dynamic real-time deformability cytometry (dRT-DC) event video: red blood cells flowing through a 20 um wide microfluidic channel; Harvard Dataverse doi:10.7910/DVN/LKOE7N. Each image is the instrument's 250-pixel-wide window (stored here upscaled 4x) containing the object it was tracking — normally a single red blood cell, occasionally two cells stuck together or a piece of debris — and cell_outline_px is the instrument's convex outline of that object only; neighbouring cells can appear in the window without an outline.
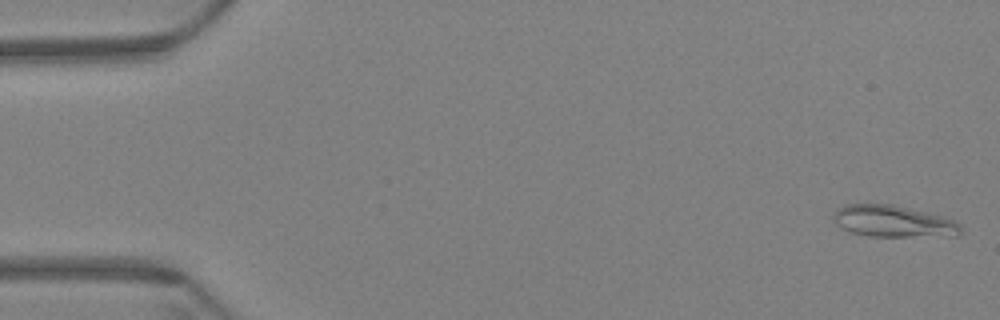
{"species": "Egyptian fruit bat (a non-hibernating species)", "species_latin": "Rousettus aegyptiacus", "temperature_condition": "warm", "stored_images_in_passage": 60, "camera_frame_rate_fps": 3000, "um_per_image_px": 0.085, "animal": {"sex": "female"}, "frame": {"image": 1, "passage_image": 2, "time_ms": 0.333, "image_size_px": [1000, 320], "cell_outline_px": [[960, 232], [956, 236], [868, 236], [852, 232], [836, 224], [832, 216], [844, 204], [892, 204], [940, 216], [952, 220], [960, 224]], "centroid_in_image_um": [75.91, 18.81], "position_along_channel_um": 9.1, "area_um2": 23.06}}
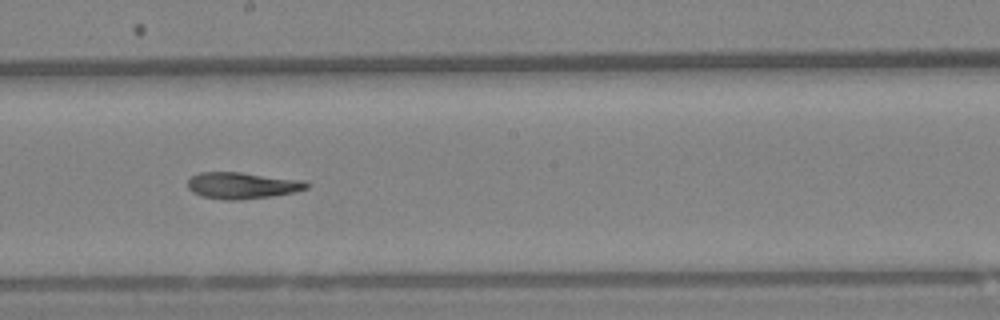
{"frame": {"image": 2, "passage_image": 34, "time_ms": 11.0, "image_size_px": [1000, 320], "cell_outline_px": [[308, 188], [296, 192], [272, 196], [240, 200], [228, 200], [200, 196], [192, 192], [188, 188], [188, 180], [192, 176], [200, 172], [240, 172], [304, 180], [308, 184]], "centroid_in_image_um": [20.59, 15.77], "position_along_channel_um": 227.6, "area_um2": 18.44}}
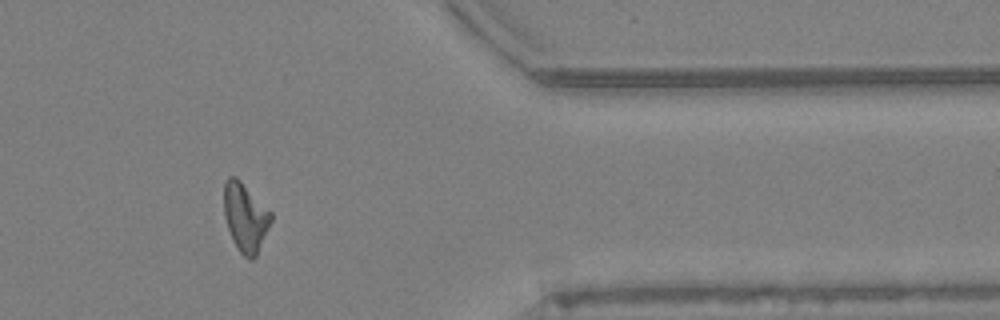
{"frame": {"image": 3, "passage_image": 50, "time_ms": 16.333, "image_size_px": [1000, 320], "cell_outline_px": [[272, 220], [256, 256], [252, 260], [248, 260], [240, 252], [228, 228], [224, 216], [224, 184], [228, 176], [236, 176], [272, 212]], "centroid_in_image_um": [20.86, 18.45], "position_along_channel_um": 390.5, "area_um2": 18.67}, "authors_computed_cell_mechanics": {"area_um2": 18.7272, "velocity_mm_per_s": 3.4249, "shape_relaxation_time_tau1_ms": 10.8427, "shape_relaxation_time_tau2_ms": 8.4906, "deformation_change_tau1": 0.3044, "deformation_change_tau2": 0.2015}}